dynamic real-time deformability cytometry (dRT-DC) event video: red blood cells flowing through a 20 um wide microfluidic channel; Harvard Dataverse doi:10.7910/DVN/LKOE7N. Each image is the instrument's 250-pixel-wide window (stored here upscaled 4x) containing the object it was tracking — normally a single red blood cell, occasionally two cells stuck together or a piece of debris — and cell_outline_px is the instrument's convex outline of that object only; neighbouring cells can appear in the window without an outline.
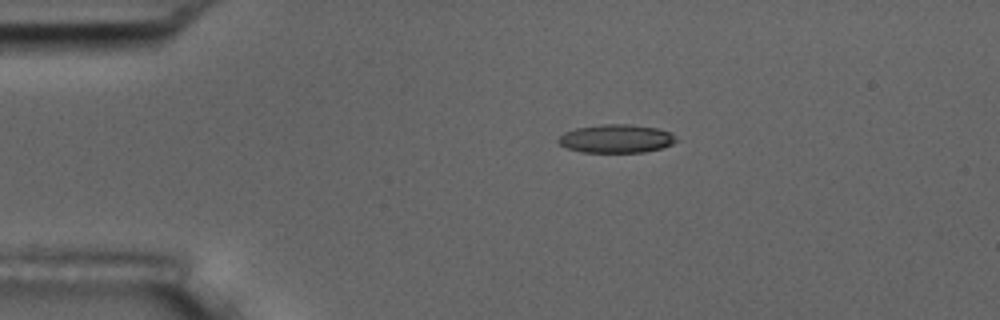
{"species": "common noctule bat (a hibernating species)", "species_latin": "Nyctalus noctula", "temperature_condition": "room temperature", "stored_images_in_passage": 4, "camera_frame_rate_fps": 3000, "um_per_image_px": 0.085, "animal": {"sex": "male", "body_mass_g": 17.5, "forearm_length_mm": 52.3}, "frame": {"image": 1, "passage_image": 1, "time_ms": 0.0, "image_size_px": [1000, 320], "cell_outline_px": [[680, 140], [672, 144], [660, 148], [644, 152], [580, 152], [568, 148], [560, 144], [556, 140], [564, 132], [576, 128], [604, 124], [632, 124], [660, 128], [672, 132]], "centroid_in_image_um": [52.43, 11.77], "position_along_channel_um": 32.6, "area_um2": 19.71}}